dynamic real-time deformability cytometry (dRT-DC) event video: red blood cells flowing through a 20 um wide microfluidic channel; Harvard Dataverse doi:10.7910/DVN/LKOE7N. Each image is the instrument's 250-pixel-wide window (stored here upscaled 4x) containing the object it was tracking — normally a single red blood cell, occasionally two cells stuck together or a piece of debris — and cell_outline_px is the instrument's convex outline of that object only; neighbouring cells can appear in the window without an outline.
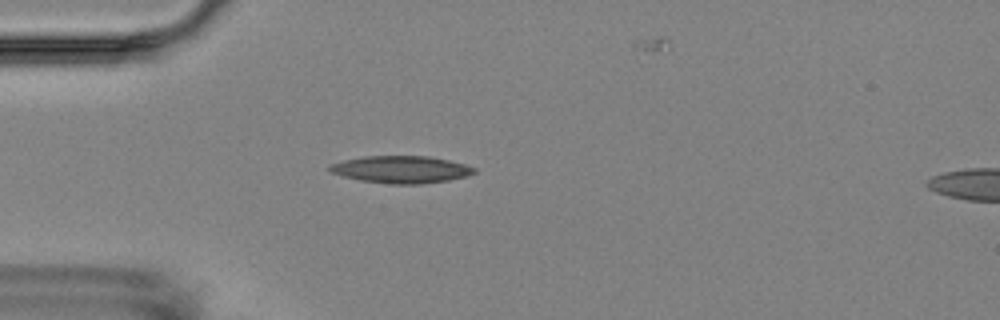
{"species": "Egyptian fruit bat (a non-hibernating species)", "species_latin": "Rousettus aegyptiacus", "temperature_condition": "room temperature", "stored_images_in_passage": 3, "camera_frame_rate_fps": 3000, "um_per_image_px": 0.085, "animal": {"sex": "female"}, "frame": {"image": 1, "passage_image": 2, "time_ms": 2.667, "image_size_px": [1000, 320], "cell_outline_px": [[476, 172], [468, 176], [448, 180], [420, 184], [392, 184], [360, 180], [344, 176], [332, 172], [328, 168], [328, 164], [344, 160], [364, 156], [428, 156], [448, 160], [464, 164], [476, 168]], "centroid_in_image_um": [34.1, 14.4], "position_along_channel_um": 50.9, "area_um2": 22.83}}